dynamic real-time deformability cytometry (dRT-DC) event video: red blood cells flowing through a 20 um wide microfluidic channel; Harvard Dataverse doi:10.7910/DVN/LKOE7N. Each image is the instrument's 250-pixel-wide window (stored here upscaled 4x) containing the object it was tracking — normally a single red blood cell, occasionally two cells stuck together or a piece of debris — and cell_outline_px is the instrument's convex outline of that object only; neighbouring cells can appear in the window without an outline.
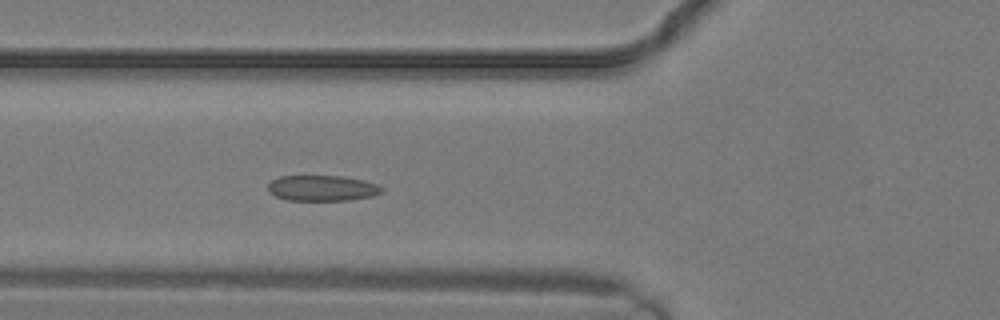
{"species": "common noctule bat (a hibernating species)", "species_latin": "Nyctalus noctula", "temperature_condition": "warm", "stored_images_in_passage": 2, "camera_frame_rate_fps": 3000, "um_per_image_px": 0.085, "animal": {"sex": "male", "body_mass_g": 19.2, "forearm_length_mm": 51.8}, "frame": {"image": 1, "passage_image": 2, "time_ms": 0.333, "image_size_px": [1000, 320], "cell_outline_px": [[384, 188], [380, 192], [372, 196], [348, 200], [288, 200], [276, 196], [268, 192], [268, 184], [272, 180], [280, 176], [340, 176], [364, 180], [380, 184]], "centroid_in_image_um": [27.39, 15.98], "position_along_channel_um": 98.4, "area_um2": 16.99}}